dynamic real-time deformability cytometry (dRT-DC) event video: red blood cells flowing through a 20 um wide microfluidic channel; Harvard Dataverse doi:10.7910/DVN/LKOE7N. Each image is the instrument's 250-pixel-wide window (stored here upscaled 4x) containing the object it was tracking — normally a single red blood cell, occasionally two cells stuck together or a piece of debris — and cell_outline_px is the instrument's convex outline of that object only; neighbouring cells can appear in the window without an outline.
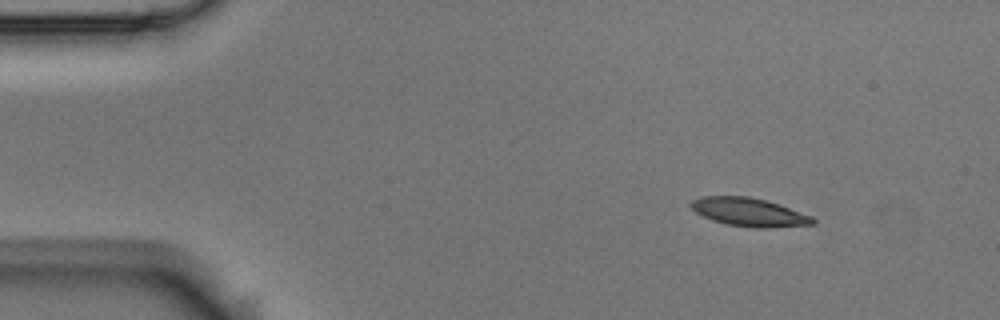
{"species": "Egyptian fruit bat (a non-hibernating species)", "species_latin": "Rousettus aegyptiacus", "temperature_condition": "room temperature", "stored_images_in_passage": 6, "camera_frame_rate_fps": 3000, "um_per_image_px": 0.085, "animal": {"sex": "male"}, "frame": {"image": 1, "passage_image": 1, "time_ms": 0.0, "image_size_px": [1000, 320], "cell_outline_px": [[816, 224], [768, 228], [756, 228], [728, 224], [712, 220], [696, 212], [688, 204], [692, 200], [700, 196], [748, 196], [764, 200], [812, 216], [816, 220]], "centroid_in_image_um": [63.65, 18.03], "position_along_channel_um": 21.3, "area_um2": 19.94}}
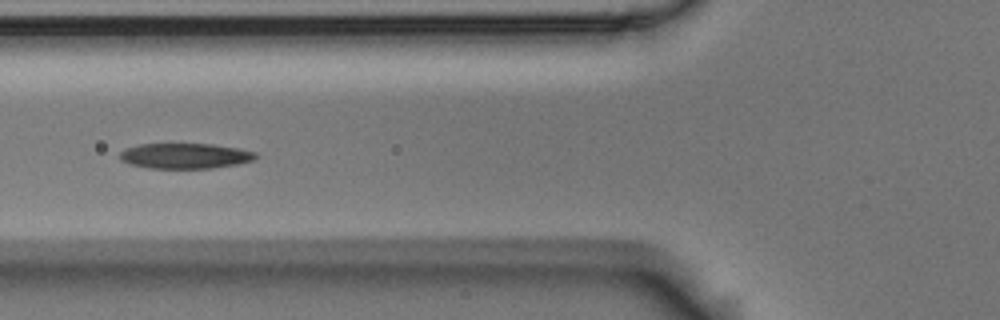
{"frame": {"image": 2, "passage_image": 5, "time_ms": 1.333, "image_size_px": [1000, 320], "cell_outline_px": [[256, 156], [252, 160], [236, 164], [212, 168], [148, 168], [128, 164], [120, 160], [120, 152], [128, 148], [140, 144], [212, 144], [240, 148], [256, 152]], "centroid_in_image_um": [15.72, 13.25], "position_along_channel_um": 110.1, "area_um2": 20.0}}
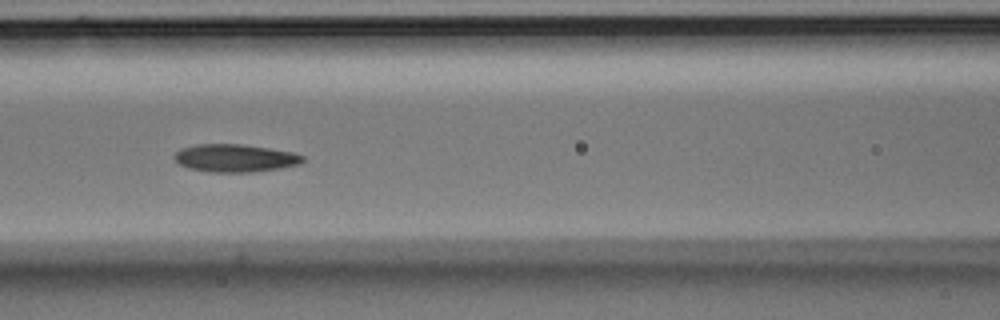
{"frame": {"image": 3, "passage_image": 6, "time_ms": 1.667, "image_size_px": [1000, 320], "cell_outline_px": [[304, 160], [300, 164], [280, 168], [252, 172], [208, 172], [188, 168], [180, 164], [172, 156], [180, 148], [196, 144], [240, 144], [268, 148], [292, 152], [304, 156]], "centroid_in_image_um": [19.95, 13.44], "position_along_channel_um": 146.6, "area_um2": 20.81}}